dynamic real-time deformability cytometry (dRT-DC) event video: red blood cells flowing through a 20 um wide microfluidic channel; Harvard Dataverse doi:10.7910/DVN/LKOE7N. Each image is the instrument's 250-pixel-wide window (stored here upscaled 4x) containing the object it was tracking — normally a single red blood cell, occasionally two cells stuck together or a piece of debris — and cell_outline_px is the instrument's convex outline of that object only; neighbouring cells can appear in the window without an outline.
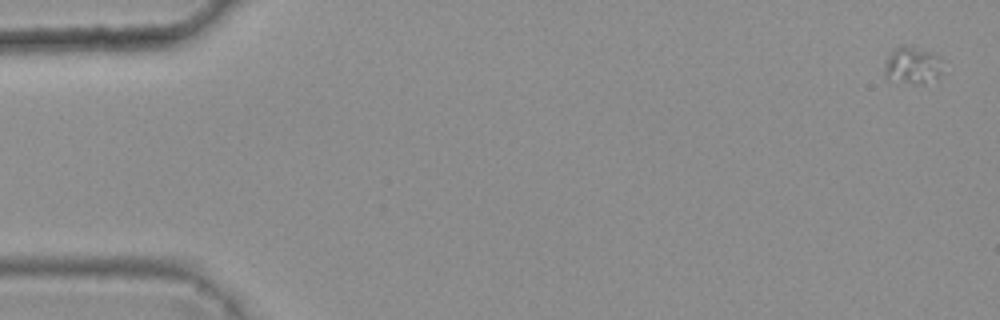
{"species": "common noctule bat (a hibernating species)", "species_latin": "Nyctalus noctula", "temperature_condition": "warm", "stored_images_in_passage": 4, "camera_frame_rate_fps": 3000, "um_per_image_px": 0.085, "animal": {"sex": "female", "body_mass_g": 25.1}, "frame": {"image": 1, "passage_image": 1, "time_ms": 0.0, "image_size_px": [1000, 320], "cell_outline_px": [[940, 76], [924, 84], [920, 84], [888, 80], [884, 76], [884, 68], [888, 56], [892, 48], [900, 44], [908, 44], [936, 52], [940, 56]], "centroid_in_image_um": [77.53, 5.51], "position_along_channel_um": 7.5, "area_um2": 13.12}}